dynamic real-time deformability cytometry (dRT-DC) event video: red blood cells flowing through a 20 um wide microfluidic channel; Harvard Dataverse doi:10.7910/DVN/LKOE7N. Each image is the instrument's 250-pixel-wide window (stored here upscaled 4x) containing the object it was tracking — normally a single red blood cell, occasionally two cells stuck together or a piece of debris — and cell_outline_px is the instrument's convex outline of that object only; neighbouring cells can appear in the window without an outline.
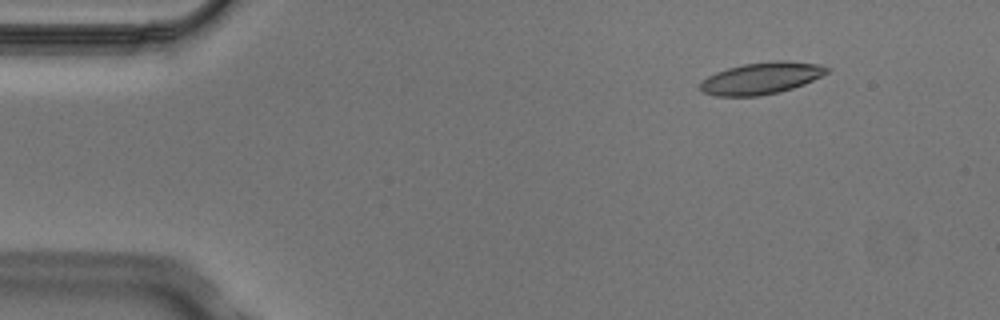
{"species": "Egyptian fruit bat (a non-hibernating species)", "species_latin": "Rousettus aegyptiacus", "temperature_condition": "cold", "stored_images_in_passage": 4, "camera_frame_rate_fps": 3000, "um_per_image_px": 0.085, "animal": {"sex": "male"}, "frame": {"image": 1, "passage_image": 2, "time_ms": 0.333, "image_size_px": [1000, 320], "cell_outline_px": [[832, 68], [828, 72], [804, 84], [780, 92], [760, 96], [716, 96], [704, 92], [700, 88], [700, 80], [716, 72], [728, 68], [744, 64], [776, 60], [784, 60], [820, 64]], "centroid_in_image_um": [64.72, 6.64], "position_along_channel_um": 20.3, "area_um2": 23.52}}